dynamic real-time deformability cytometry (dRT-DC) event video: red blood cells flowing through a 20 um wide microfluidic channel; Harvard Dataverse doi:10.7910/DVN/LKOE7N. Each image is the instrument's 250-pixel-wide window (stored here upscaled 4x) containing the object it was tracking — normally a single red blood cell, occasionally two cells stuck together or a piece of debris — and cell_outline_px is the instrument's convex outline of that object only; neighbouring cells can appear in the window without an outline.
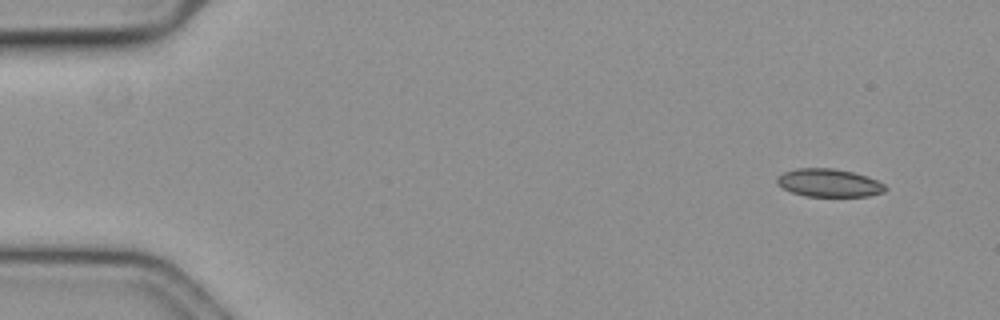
{"species": "common noctule bat (a hibernating species)", "species_latin": "Nyctalus noctula", "temperature_condition": "cold", "stored_images_in_passage": 17, "camera_frame_rate_fps": 3000, "um_per_image_px": 0.085, "animal": {"sex": "female", "body_mass_g": 19.3, "forearm_length_mm": 54.1}, "frame": {"image": 1, "passage_image": 4, "time_ms": 1.0, "image_size_px": [1000, 320], "cell_outline_px": [[888, 188], [884, 192], [868, 196], [804, 196], [792, 192], [776, 184], [776, 180], [784, 172], [796, 168], [832, 168], [852, 172], [876, 180], [884, 184]], "centroid_in_image_um": [70.46, 15.55], "position_along_channel_um": 14.5, "area_um2": 17.51}}
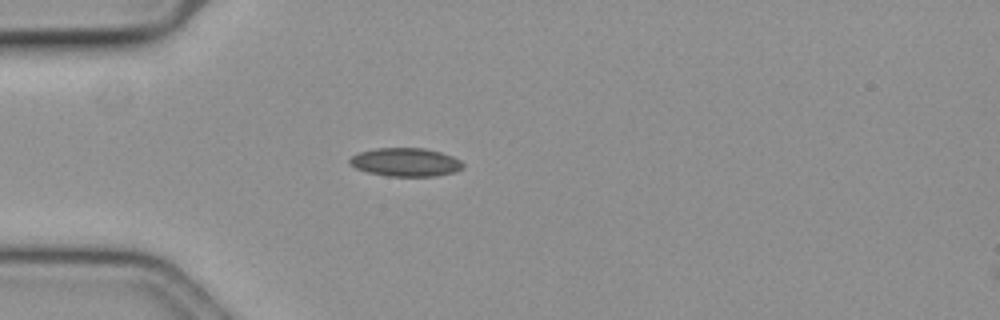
{"frame": {"image": 2, "passage_image": 16, "time_ms": 5.0, "image_size_px": [1000, 320], "cell_outline_px": [[464, 168], [456, 172], [436, 176], [388, 176], [368, 172], [356, 168], [348, 160], [352, 156], [360, 152], [376, 148], [424, 148], [440, 152], [452, 156], [460, 160], [464, 164]], "centroid_in_image_um": [34.52, 13.79], "position_along_channel_um": 50.5, "area_um2": 18.73}}